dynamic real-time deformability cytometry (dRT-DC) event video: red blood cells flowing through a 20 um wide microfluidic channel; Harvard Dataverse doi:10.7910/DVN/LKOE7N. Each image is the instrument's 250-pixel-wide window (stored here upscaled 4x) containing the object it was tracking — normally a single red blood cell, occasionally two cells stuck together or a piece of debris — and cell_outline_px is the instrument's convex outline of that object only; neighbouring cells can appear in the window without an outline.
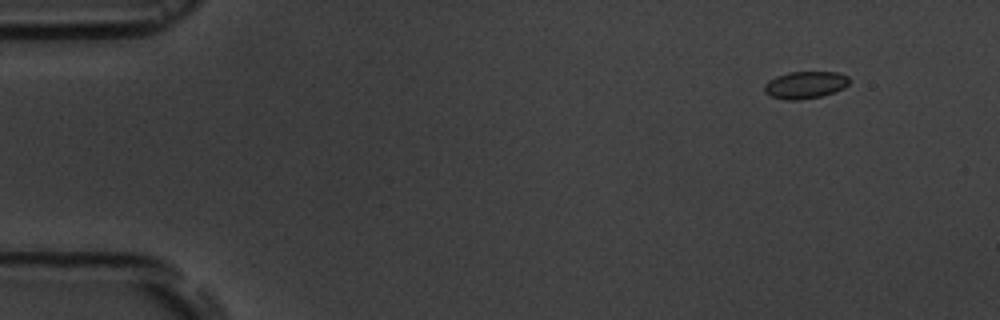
{"species": "common noctule bat (a hibernating species)", "species_latin": "Nyctalus noctula", "temperature_condition": "room temperature", "stored_images_in_passage": 7, "camera_frame_rate_fps": 3000, "um_per_image_px": 0.085, "animal": {"sex": "male", "body_mass_g": 19.5, "forearm_length_mm": 54.6}, "frame": {"image": 1, "passage_image": 2, "time_ms": 1.0, "image_size_px": [1000, 320], "cell_outline_px": [[848, 84], [844, 88], [820, 96], [800, 100], [784, 100], [772, 96], [764, 92], [764, 84], [768, 80], [776, 76], [788, 72], [836, 72], [848, 76]], "centroid_in_image_um": [68.4, 7.21], "position_along_channel_um": 16.6, "area_um2": 13.41}}
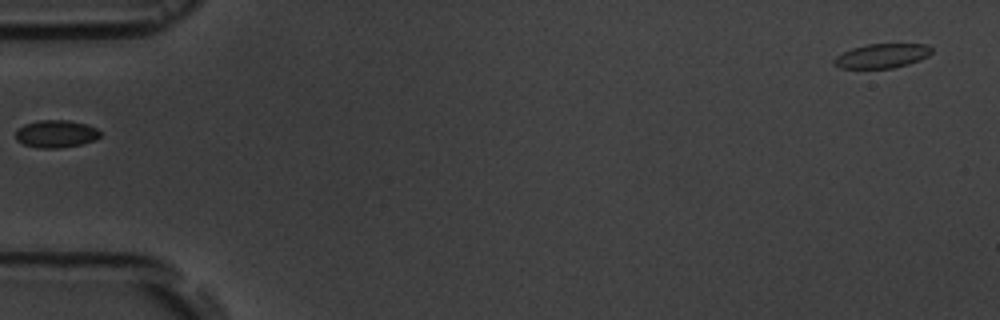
{"frame": {"image": 2, "passage_image": 6, "time_ms": 5.667, "image_size_px": [1000, 320], "cell_outline_px": [[100, 136], [96, 140], [80, 144], [60, 148], [40, 148], [24, 144], [16, 140], [16, 128], [24, 124], [40, 120], [68, 120], [88, 124], [96, 128], [100, 132]], "centroid_in_image_um": [4.76, 11.37], "position_along_channel_um": 80.2, "area_um2": 13.64}}
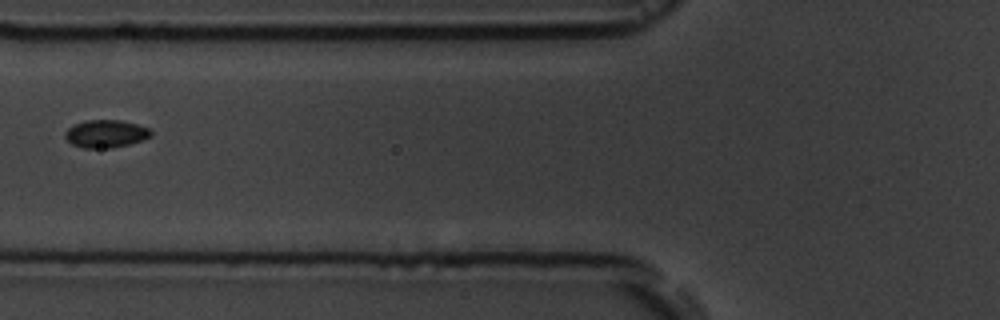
{"frame": {"image": 3, "passage_image": 7, "time_ms": 6.667, "image_size_px": [1000, 320], "cell_outline_px": [[152, 136], [128, 144], [112, 148], [84, 148], [72, 144], [64, 136], [64, 132], [68, 128], [84, 120], [120, 120], [136, 124], [148, 128], [152, 132]], "centroid_in_image_um": [8.97, 11.37], "position_along_channel_um": 116.8, "area_um2": 13.76}}